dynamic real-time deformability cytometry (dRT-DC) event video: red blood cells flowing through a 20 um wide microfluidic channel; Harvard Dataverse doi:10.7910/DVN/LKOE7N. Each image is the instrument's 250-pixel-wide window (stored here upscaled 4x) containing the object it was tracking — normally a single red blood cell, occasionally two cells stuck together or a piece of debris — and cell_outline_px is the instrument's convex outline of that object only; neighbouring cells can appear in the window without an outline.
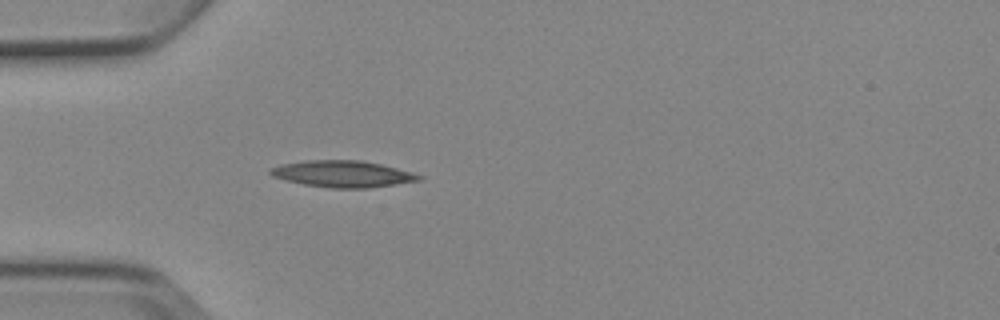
{"species": "Egyptian fruit bat (a non-hibernating species)", "species_latin": "Rousettus aegyptiacus", "temperature_condition": "cold", "stored_images_in_passage": 5, "camera_frame_rate_fps": 3000, "um_per_image_px": 0.085, "animal": {"sex": "female"}, "frame": {"image": 1, "passage_image": 5, "time_ms": 4.667, "image_size_px": [1000, 320], "cell_outline_px": [[424, 176], [420, 180], [396, 184], [368, 188], [328, 188], [304, 184], [284, 180], [272, 176], [268, 172], [272, 168], [280, 164], [304, 160], [360, 160], [380, 164], [412, 172]], "centroid_in_image_um": [29.1, 14.78], "position_along_channel_um": 55.9, "area_um2": 23.0}}